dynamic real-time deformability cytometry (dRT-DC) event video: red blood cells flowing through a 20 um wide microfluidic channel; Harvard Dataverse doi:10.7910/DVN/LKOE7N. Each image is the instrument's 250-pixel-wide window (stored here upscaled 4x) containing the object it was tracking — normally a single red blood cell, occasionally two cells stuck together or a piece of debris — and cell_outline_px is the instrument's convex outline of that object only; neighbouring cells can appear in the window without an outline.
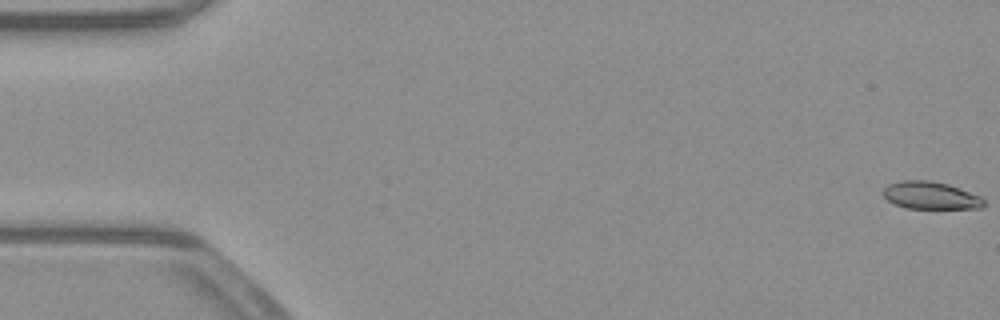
{"species": "common noctule bat (a hibernating species)", "species_latin": "Nyctalus noctula", "temperature_condition": "warm", "stored_images_in_passage": 54, "camera_frame_rate_fps": 3000, "um_per_image_px": 0.085, "animal": {"sex": "male", "body_mass_g": 23.1, "forearm_length_mm": 52.7}, "frame": {"image": 1, "passage_image": 1, "time_ms": 0.0, "image_size_px": [1000, 320], "cell_outline_px": [[984, 204], [980, 208], [908, 208], [896, 204], [888, 200], [880, 192], [888, 184], [900, 180], [928, 180], [948, 184], [960, 188], [980, 196], [984, 200]], "centroid_in_image_um": [79.07, 16.6], "position_along_channel_um": 5.9, "area_um2": 16.07}}
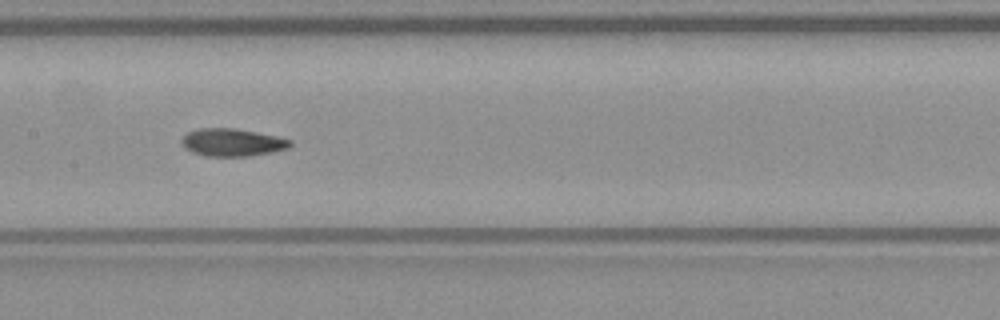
{"frame": {"image": 2, "passage_image": 27, "time_ms": 8.667, "image_size_px": [1000, 320], "cell_outline_px": [[292, 144], [288, 148], [272, 152], [248, 156], [204, 156], [192, 152], [184, 148], [180, 144], [180, 140], [188, 132], [200, 128], [236, 128], [276, 136], [292, 140]], "centroid_in_image_um": [19.71, 12.1], "position_along_channel_um": 187.7, "area_um2": 17.57}}
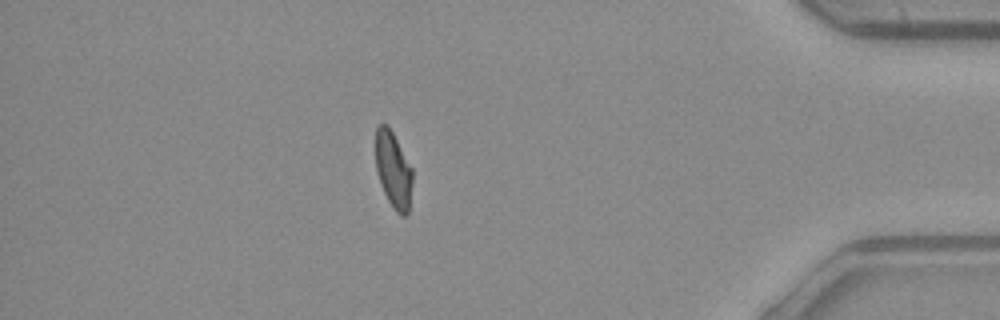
{"frame": {"image": 3, "passage_image": 47, "time_ms": 15.333, "image_size_px": [1000, 320], "cell_outline_px": [[412, 184], [408, 212], [404, 216], [400, 216], [392, 208], [380, 184], [376, 168], [376, 128], [380, 124], [388, 124], [412, 168]], "centroid_in_image_um": [33.43, 14.46], "position_along_channel_um": 401.8, "area_um2": 16.36}, "authors_computed_cell_mechanics": {"area_um2": 17.1666, "velocity_mm_per_s": 3.9118, "shape_relaxation_time_tau1_ms": 5.9938, "shape_relaxation_time_tau2_ms": 3.1385, "deformation_change_tau1": 0.1756, "deformation_change_tau2": 0.0841}}